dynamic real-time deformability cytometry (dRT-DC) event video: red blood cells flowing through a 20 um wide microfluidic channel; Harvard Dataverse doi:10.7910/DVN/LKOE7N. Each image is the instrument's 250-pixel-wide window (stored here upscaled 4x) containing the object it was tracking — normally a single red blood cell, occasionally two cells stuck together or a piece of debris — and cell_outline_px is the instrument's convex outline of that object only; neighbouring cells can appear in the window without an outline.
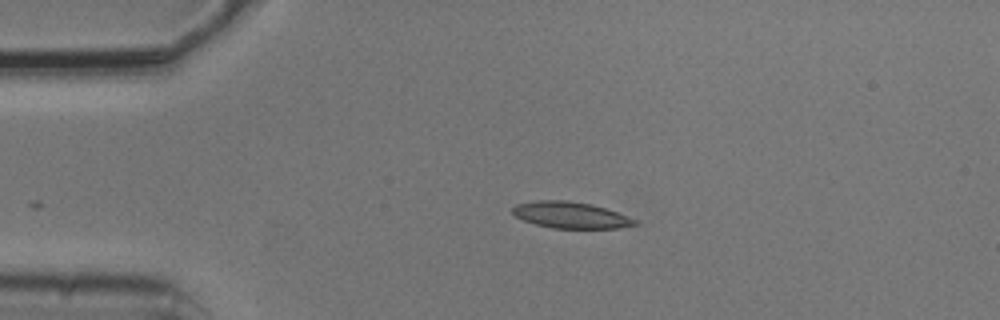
{"species": "common noctule bat (a hibernating species)", "species_latin": "Nyctalus noctula", "temperature_condition": "cold", "stored_images_in_passage": 3, "camera_frame_rate_fps": 3000, "um_per_image_px": 0.085, "animal": {"sex": "male", "body_mass_g": 20.5, "forearm_length_mm": 52.5}, "frame": {"image": 1, "passage_image": 3, "time_ms": 0.667, "image_size_px": [1000, 320], "cell_outline_px": [[640, 224], [616, 228], [552, 228], [536, 224], [524, 220], [516, 216], [512, 212], [512, 208], [516, 204], [536, 200], [568, 200], [592, 204], [616, 212], [636, 220]], "centroid_in_image_um": [48.48, 18.27], "position_along_channel_um": 36.5, "area_um2": 18.67}}